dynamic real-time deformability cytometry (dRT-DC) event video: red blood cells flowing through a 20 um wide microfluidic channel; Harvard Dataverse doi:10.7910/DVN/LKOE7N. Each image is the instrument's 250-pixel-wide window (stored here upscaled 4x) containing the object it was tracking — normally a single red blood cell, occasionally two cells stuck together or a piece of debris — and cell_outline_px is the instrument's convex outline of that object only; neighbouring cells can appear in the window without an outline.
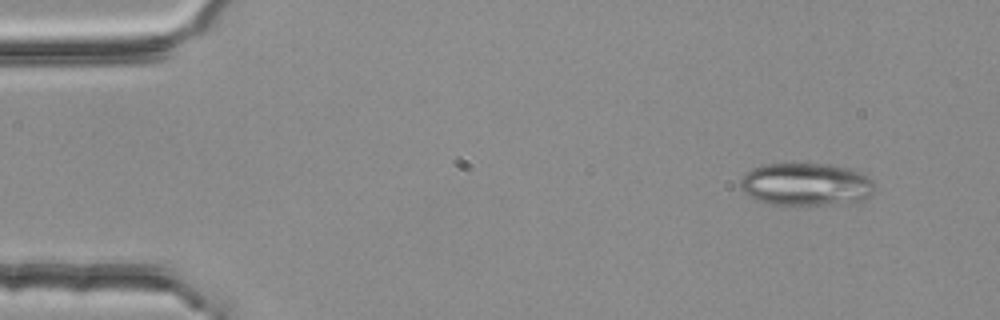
{"species": "common noctule bat (a hibernating species)", "species_latin": "Nyctalus noctula", "temperature_condition": "room temperature", "stored_images_in_passage": 4, "camera_frame_rate_fps": 3000, "um_per_image_px": 0.085, "animal": {"sex": "female", "body_mass_g": 25.1}, "frame": {"image": 1, "passage_image": 4, "time_ms": 1.0, "image_size_px": [1000, 320], "cell_outline_px": [[876, 188], [872, 196], [860, 200], [820, 204], [764, 204], [756, 200], [744, 192], [740, 188], [740, 180], [752, 168], [764, 164], [824, 164], [848, 168], [864, 172], [872, 180]], "centroid_in_image_um": [68.52, 15.66], "position_along_channel_um": 16.5, "area_um2": 33.29}}